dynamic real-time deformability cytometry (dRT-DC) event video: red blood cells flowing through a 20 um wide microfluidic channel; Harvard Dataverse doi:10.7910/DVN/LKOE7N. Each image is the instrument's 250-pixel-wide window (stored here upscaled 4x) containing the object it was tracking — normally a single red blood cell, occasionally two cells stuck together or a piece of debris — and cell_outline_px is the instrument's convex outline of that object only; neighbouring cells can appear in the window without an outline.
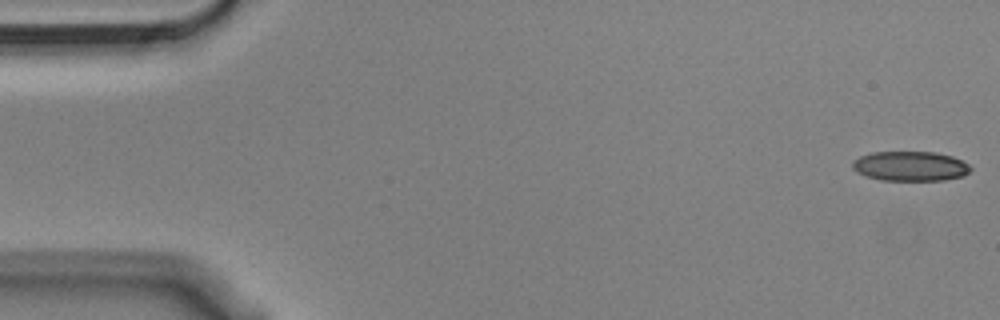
{"species": "Egyptian fruit bat (a non-hibernating species)", "species_latin": "Rousettus aegyptiacus", "temperature_condition": "cold", "stored_images_in_passage": 55, "camera_frame_rate_fps": 3000, "um_per_image_px": 0.085, "animal": {"sex": "male"}, "frame": {"image": 1, "passage_image": 1, "time_ms": 0.0, "image_size_px": [1000, 320], "cell_outline_px": [[972, 168], [964, 176], [944, 180], [880, 180], [856, 172], [852, 168], [852, 160], [860, 156], [872, 152], [936, 152], [952, 156], [968, 164]], "centroid_in_image_um": [77.36, 14.12], "position_along_channel_um": 7.6, "area_um2": 20.46}}
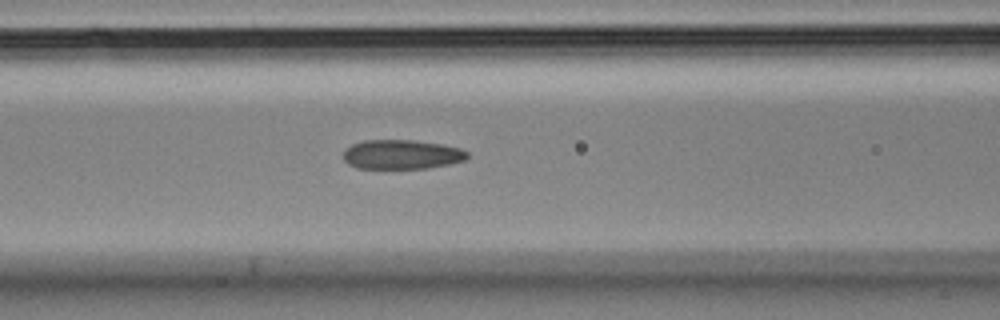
{"frame": {"image": 2, "passage_image": 22, "time_ms": 7.0, "image_size_px": [1000, 320], "cell_outline_px": [[468, 156], [464, 160], [448, 164], [428, 168], [356, 168], [348, 164], [344, 160], [344, 148], [352, 144], [364, 140], [416, 140], [440, 144], [460, 148], [468, 152]], "centroid_in_image_um": [34.11, 13.12], "position_along_channel_um": 132.5, "area_um2": 21.21}}
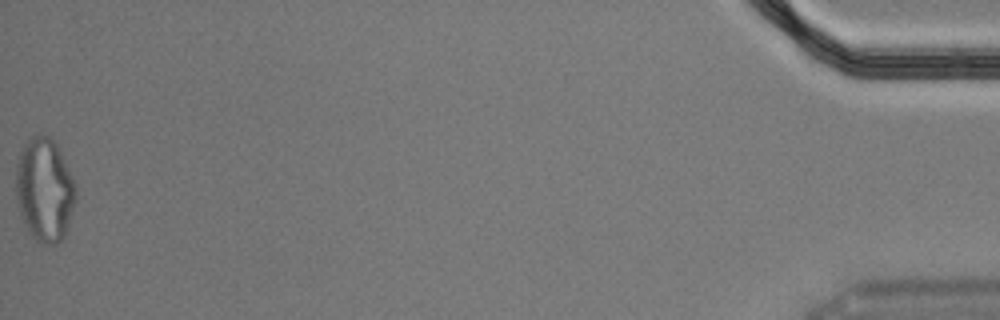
{"frame": {"image": 3, "passage_image": 55, "time_ms": 18.0, "image_size_px": [1000, 320], "cell_outline_px": [[76, 200], [64, 236], [56, 244], [40, 244], [28, 232], [24, 224], [20, 212], [16, 196], [16, 164], [20, 152], [24, 144], [32, 136], [48, 136], [56, 144], [60, 152], [76, 188]], "centroid_in_image_um": [3.77, 16.17], "position_along_channel_um": 431.4, "area_um2": 35.72}, "authors_computed_cell_mechanics": {"area_um2": 21.964, "velocity_mm_per_s": 3.6319, "shape_relaxation_time_tau1_ms": null, "shape_relaxation_time_tau2_ms": 3.2376, "deformation_change_tau1": null, "deformation_change_tau2": 0.1041}}